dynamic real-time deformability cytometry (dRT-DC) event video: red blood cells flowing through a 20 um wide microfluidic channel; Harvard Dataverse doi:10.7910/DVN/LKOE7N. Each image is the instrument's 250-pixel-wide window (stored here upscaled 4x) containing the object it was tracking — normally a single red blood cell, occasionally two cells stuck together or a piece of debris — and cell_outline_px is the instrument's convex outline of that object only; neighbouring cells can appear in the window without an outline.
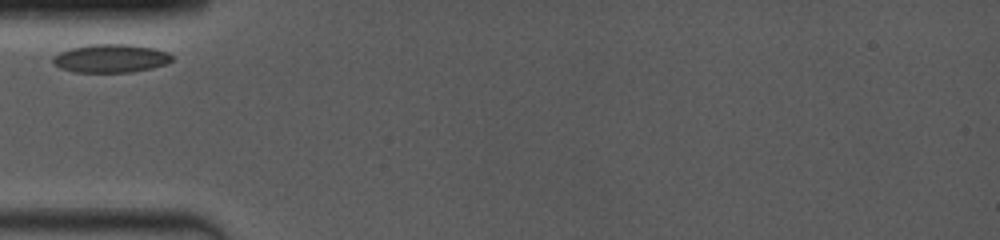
{"species": "common noctule bat (a hibernating species)", "species_latin": "Nyctalus noctula", "temperature_condition": "room temperature", "stored_images_in_passage": 4, "camera_frame_rate_fps": 4000, "um_per_image_px": 0.085, "animal": {"sex": "female", "body_mass_g": 19.0, "forearm_length_mm": 53.3}, "frame": {"image": 1, "passage_image": 1, "time_ms": 0.0, "image_size_px": [1000, 240], "cell_outline_px": [[172, 60], [168, 64], [152, 68], [132, 72], [72, 72], [60, 68], [52, 64], [52, 56], [60, 52], [72, 48], [88, 44], [128, 44], [152, 48], [168, 52], [172, 56]], "centroid_in_image_um": [9.39, 4.97], "position_along_channel_um": 75.6, "area_um2": 19.83}}
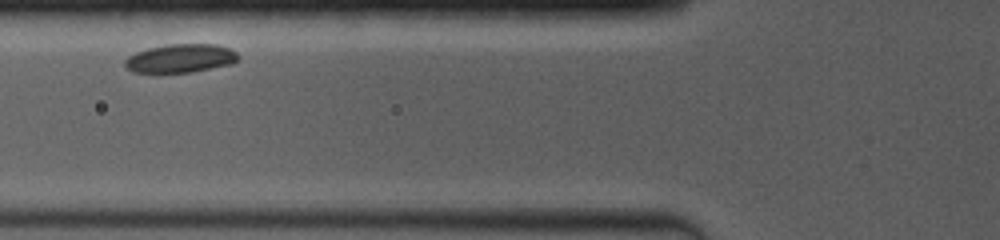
{"frame": {"image": 2, "passage_image": 2, "time_ms": 1.0, "image_size_px": [1000, 240], "cell_outline_px": [[236, 60], [232, 64], [192, 72], [160, 76], [132, 72], [124, 68], [124, 60], [128, 56], [136, 52], [148, 48], [168, 44], [216, 44], [228, 48], [236, 52]], "centroid_in_image_um": [15.22, 5.01], "position_along_channel_um": 110.6, "area_um2": 19.65}}
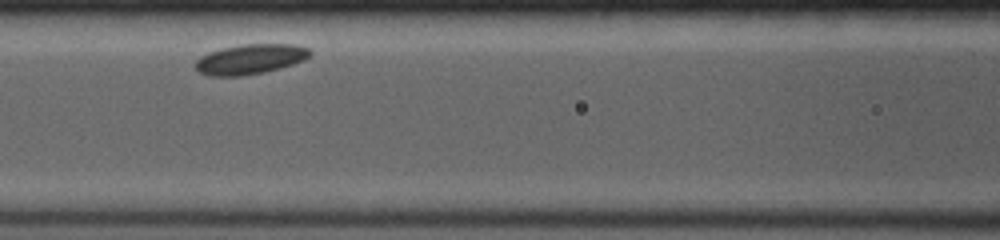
{"frame": {"image": 3, "passage_image": 3, "time_ms": 2.0, "image_size_px": [1000, 240], "cell_outline_px": [[312, 56], [304, 60], [280, 68], [264, 72], [240, 76], [208, 76], [196, 72], [192, 68], [192, 64], [200, 56], [208, 52], [240, 44], [296, 44], [312, 48]], "centroid_in_image_um": [21.24, 5.03], "position_along_channel_um": 145.4, "area_um2": 20.58}}